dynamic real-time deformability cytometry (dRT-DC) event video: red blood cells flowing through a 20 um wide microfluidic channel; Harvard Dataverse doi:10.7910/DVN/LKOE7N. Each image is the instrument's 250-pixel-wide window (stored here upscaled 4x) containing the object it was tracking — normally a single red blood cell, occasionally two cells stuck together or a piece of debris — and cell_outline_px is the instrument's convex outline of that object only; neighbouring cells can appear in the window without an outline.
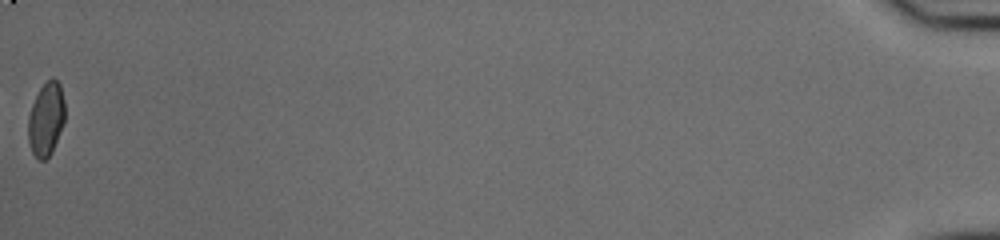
{"species": "common noctule bat (a hibernating species)", "species_latin": "Nyctalus noctula", "temperature_condition": "cold", "stored_images_in_passage": 38, "camera_frame_rate_fps": 3000, "um_per_image_px": 0.085, "animal": {"sex": "male", "body_mass_g": 20.0, "forearm_length_mm": 53.3}, "frame": {"image": 1, "passage_image": 38, "time_ms": 12.333, "image_size_px": [1000, 240], "cell_outline_px": [[64, 124], [52, 152], [44, 160], [36, 160], [32, 152], [28, 140], [28, 116], [32, 104], [40, 88], [52, 76], [60, 84], [64, 100]], "centroid_in_image_um": [3.91, 10.14], "position_along_channel_um": 431.3, "area_um2": 15.84}}